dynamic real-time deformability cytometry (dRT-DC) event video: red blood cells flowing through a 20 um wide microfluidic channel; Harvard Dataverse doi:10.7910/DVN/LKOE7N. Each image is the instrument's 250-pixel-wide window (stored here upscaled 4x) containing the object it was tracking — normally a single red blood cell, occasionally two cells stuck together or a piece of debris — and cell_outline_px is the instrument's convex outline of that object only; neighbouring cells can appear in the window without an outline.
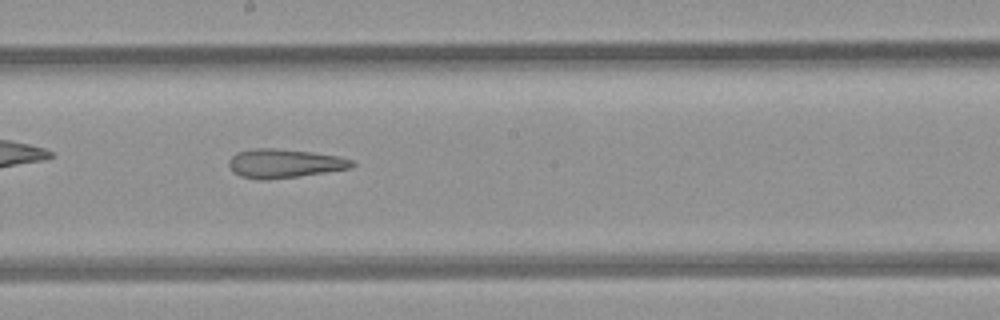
{"species": "common noctule bat (a hibernating species)", "species_latin": "Nyctalus noctula", "temperature_condition": "room temperature", "stored_images_in_passage": 30, "camera_frame_rate_fps": 3000, "um_per_image_px": 0.085, "animal": {"sex": "female", "body_mass_g": 21.9}, "frame": {"image": 1, "passage_image": 13, "time_ms": 4.0, "image_size_px": [1000, 320], "cell_outline_px": [[356, 164], [352, 168], [268, 180], [256, 180], [240, 176], [232, 172], [228, 164], [228, 160], [236, 152], [256, 148], [272, 148], [312, 152], [340, 156], [352, 160]], "centroid_in_image_um": [24.14, 13.89], "position_along_channel_um": 224.1, "area_um2": 20.81}, "authors_computed_cell_mechanics": {"area_um2": 21.0103, "velocity_mm_per_s": 4.2759, "shape_relaxation_time_tau1_ms": null, "shape_relaxation_time_tau2_ms": 4.4442, "deformation_change_tau1": null, "deformation_change_tau2": 0.1837}}